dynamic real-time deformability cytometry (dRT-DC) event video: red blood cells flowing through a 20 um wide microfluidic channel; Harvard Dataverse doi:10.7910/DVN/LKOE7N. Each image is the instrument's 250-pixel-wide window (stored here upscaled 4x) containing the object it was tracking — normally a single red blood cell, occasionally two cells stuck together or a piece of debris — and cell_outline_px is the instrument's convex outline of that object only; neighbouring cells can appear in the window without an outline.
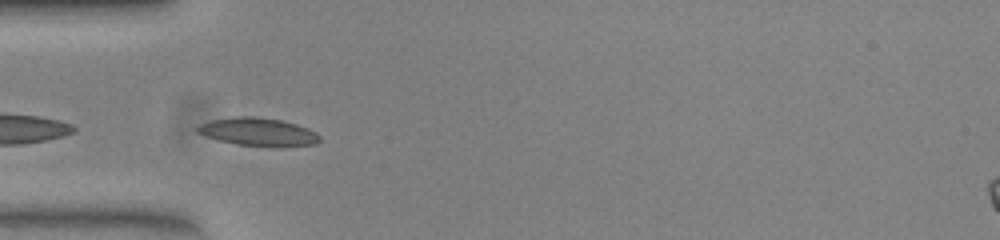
{"species": "common noctule bat (a hibernating species)", "species_latin": "Nyctalus noctula", "temperature_condition": "warm", "stored_images_in_passage": 5, "camera_frame_rate_fps": 3000, "um_per_image_px": 0.085, "animal": {"sex": "female", "body_mass_g": 23.0, "forearm_length_mm": 53.4}, "frame": {"image": 1, "passage_image": 2, "time_ms": 0.333, "image_size_px": [1000, 240], "cell_outline_px": [[320, 140], [316, 144], [280, 148], [272, 148], [236, 144], [204, 136], [196, 132], [196, 128], [200, 124], [212, 120], [236, 116], [252, 116], [280, 120], [296, 124], [316, 132], [320, 136]], "centroid_in_image_um": [21.96, 11.24], "position_along_channel_um": 63.0, "area_um2": 20.29}}